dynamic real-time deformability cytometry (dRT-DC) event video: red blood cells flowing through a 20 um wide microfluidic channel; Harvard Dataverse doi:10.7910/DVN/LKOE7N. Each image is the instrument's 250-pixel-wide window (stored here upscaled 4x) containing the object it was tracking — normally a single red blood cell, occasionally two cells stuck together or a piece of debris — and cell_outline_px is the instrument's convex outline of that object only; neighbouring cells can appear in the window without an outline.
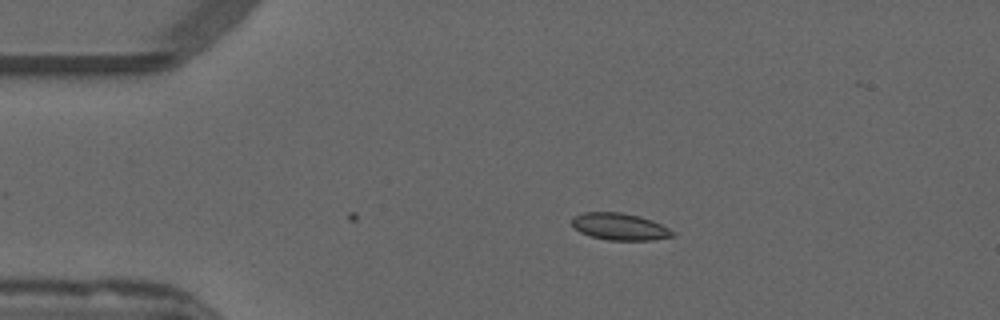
{"species": "common noctule bat (a hibernating species)", "species_latin": "Nyctalus noctula", "temperature_condition": "warm", "stored_images_in_passage": 7, "camera_frame_rate_fps": 3000, "um_per_image_px": 0.085, "animal": {"sex": "male", "forearm_length_mm": 52.5}, "frame": {"image": 1, "passage_image": 7, "time_ms": 2.0, "image_size_px": [1000, 320], "cell_outline_px": [[676, 236], [652, 240], [608, 240], [588, 236], [580, 232], [572, 224], [572, 220], [576, 216], [584, 212], [620, 212], [640, 216], [652, 220], [676, 232]], "centroid_in_image_um": [52.71, 19.27], "position_along_channel_um": 32.3, "area_um2": 15.84}}